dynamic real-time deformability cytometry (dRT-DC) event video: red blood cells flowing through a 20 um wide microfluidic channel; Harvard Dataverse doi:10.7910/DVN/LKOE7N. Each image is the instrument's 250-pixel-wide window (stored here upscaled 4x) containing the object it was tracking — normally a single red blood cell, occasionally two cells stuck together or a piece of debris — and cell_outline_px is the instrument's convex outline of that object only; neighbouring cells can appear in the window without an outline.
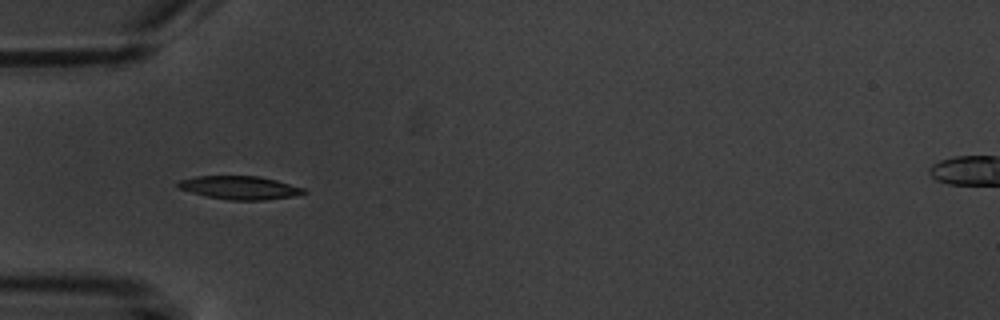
{"species": "common noctule bat (a hibernating species)", "species_latin": "Nyctalus noctula", "temperature_condition": "warm", "stored_images_in_passage": 6, "camera_frame_rate_fps": 3000, "um_per_image_px": 0.085, "animal": {"sex": "male", "body_mass_g": 20.1, "forearm_length_mm": 53.5}, "frame": {"image": 1, "passage_image": 5, "time_ms": 5.667, "image_size_px": [1000, 320], "cell_outline_px": [[308, 192], [292, 196], [264, 200], [228, 200], [208, 196], [192, 192], [180, 188], [176, 184], [180, 180], [196, 176], [256, 176], [276, 180], [304, 188]], "centroid_in_image_um": [20.39, 15.95], "position_along_channel_um": 64.6, "area_um2": 16.82}}